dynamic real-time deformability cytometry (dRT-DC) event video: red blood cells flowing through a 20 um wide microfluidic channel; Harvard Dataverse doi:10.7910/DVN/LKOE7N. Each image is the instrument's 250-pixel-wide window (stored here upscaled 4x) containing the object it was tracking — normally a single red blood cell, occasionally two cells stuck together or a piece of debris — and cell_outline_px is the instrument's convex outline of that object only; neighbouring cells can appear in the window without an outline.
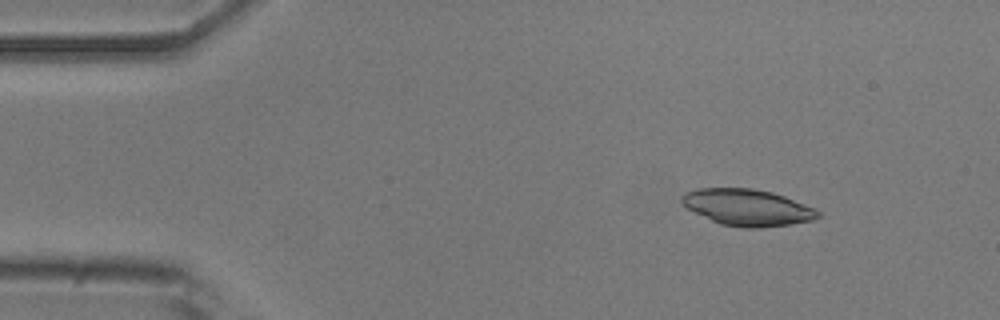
{"species": "common noctule bat (a hibernating species)", "species_latin": "Nyctalus noctula", "temperature_condition": "room temperature", "stored_images_in_passage": 4, "camera_frame_rate_fps": 3000, "um_per_image_px": 0.085, "animal": {"sex": "male", "body_mass_g": 20.5, "forearm_length_mm": 52.5}, "frame": {"image": 1, "passage_image": 2, "time_ms": 0.333, "image_size_px": [1000, 320], "cell_outline_px": [[820, 216], [812, 220], [792, 224], [760, 228], [744, 228], [720, 224], [688, 208], [680, 200], [680, 196], [688, 192], [700, 188], [752, 188], [772, 192], [784, 196], [816, 208], [820, 212]], "centroid_in_image_um": [63.57, 17.63], "position_along_channel_um": 21.4, "area_um2": 28.84}}